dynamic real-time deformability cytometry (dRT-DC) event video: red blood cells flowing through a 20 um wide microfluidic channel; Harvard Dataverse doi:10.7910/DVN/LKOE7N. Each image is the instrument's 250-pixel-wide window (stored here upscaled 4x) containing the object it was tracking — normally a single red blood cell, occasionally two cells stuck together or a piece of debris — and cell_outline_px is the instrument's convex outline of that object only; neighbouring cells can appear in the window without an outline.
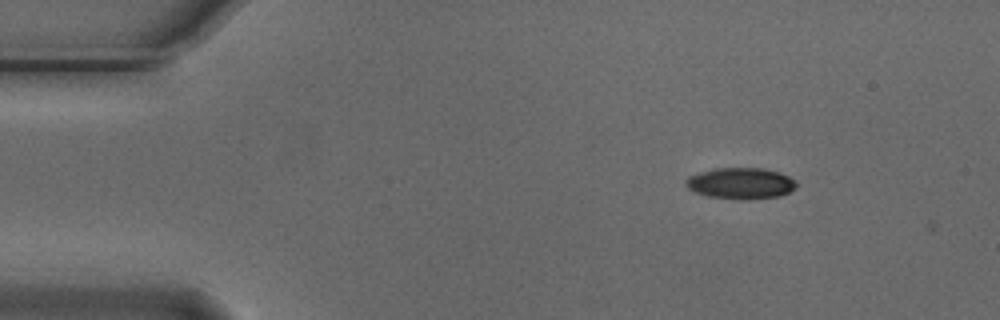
{"species": "Egyptian fruit bat (a non-hibernating species)", "species_latin": "Rousettus aegyptiacus", "temperature_condition": "cold", "stored_images_in_passage": 2, "camera_frame_rate_fps": 3000, "um_per_image_px": 0.085, "animal": {"sex": "male"}, "frame": {"image": 1, "passage_image": 1, "time_ms": 0.0, "image_size_px": [1000, 320], "cell_outline_px": [[796, 188], [780, 196], [748, 200], [740, 200], [708, 196], [696, 192], [688, 188], [684, 184], [684, 180], [688, 176], [712, 168], [764, 168], [780, 172], [788, 176], [796, 184]], "centroid_in_image_um": [62.93, 15.58], "position_along_channel_um": 22.1, "area_um2": 20.29}}